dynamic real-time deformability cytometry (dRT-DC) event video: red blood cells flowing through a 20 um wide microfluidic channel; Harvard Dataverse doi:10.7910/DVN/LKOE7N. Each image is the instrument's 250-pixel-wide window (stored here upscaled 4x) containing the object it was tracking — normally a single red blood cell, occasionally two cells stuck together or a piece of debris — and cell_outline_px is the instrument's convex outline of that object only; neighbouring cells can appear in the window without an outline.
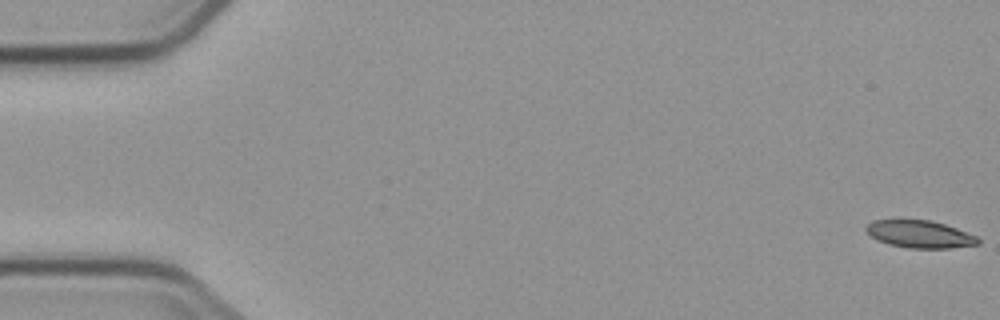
{"species": "common noctule bat (a hibernating species)", "species_latin": "Nyctalus noctula", "temperature_condition": "cold", "stored_images_in_passage": 3, "camera_frame_rate_fps": 3000, "um_per_image_px": 0.085, "animal": {"sex": "male", "body_mass_g": 23.1, "forearm_length_mm": 52.7}, "frame": {"image": 1, "passage_image": 1, "time_ms": 0.0, "image_size_px": [1000, 320], "cell_outline_px": [[980, 244], [952, 248], [908, 248], [888, 244], [872, 236], [864, 228], [872, 220], [900, 216], [932, 220], [956, 228], [976, 236], [980, 240]], "centroid_in_image_um": [78.13, 19.84], "position_along_channel_um": 6.9, "area_um2": 18.61}}